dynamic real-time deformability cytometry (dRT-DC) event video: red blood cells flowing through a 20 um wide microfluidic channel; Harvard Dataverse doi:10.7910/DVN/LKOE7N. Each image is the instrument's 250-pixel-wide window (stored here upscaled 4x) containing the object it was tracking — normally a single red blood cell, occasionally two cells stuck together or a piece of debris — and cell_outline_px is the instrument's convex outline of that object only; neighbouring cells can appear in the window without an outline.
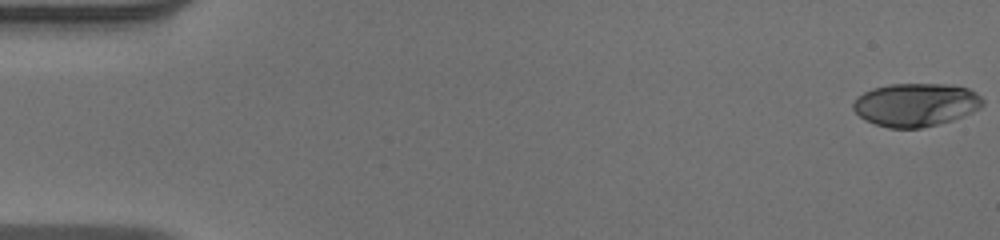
{"species": "human", "species_latin": "Homo sapiens", "temperature_condition": "warm", "stored_images_in_passage": 52, "camera_frame_rate_fps": 3000, "um_per_image_px": 0.085, "donor": {"sex": "male"}, "frame": {"image": 1, "passage_image": 1, "time_ms": 0.0, "image_size_px": [1000, 240], "cell_outline_px": [[984, 104], [980, 108], [964, 116], [952, 120], [920, 128], [888, 128], [864, 120], [852, 108], [852, 104], [864, 92], [872, 88], [892, 84], [944, 84], [968, 88], [976, 92], [984, 100]], "centroid_in_image_um": [77.86, 8.9], "position_along_channel_um": 7.1, "area_um2": 32.54}}
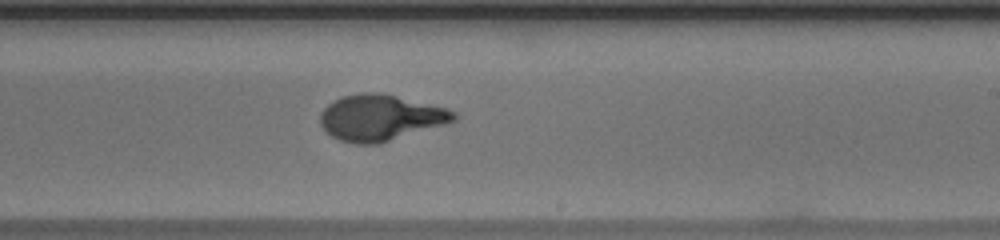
{"frame": {"image": 2, "passage_image": 32, "time_ms": 10.333, "image_size_px": [1000, 240], "cell_outline_px": [[456, 120], [444, 124], [380, 144], [356, 144], [340, 140], [332, 136], [320, 124], [320, 112], [328, 104], [340, 96], [360, 92], [384, 92], [448, 108], [456, 112]], "centroid_in_image_um": [32.33, 9.98], "position_along_channel_um": 256.7, "area_um2": 36.13}}
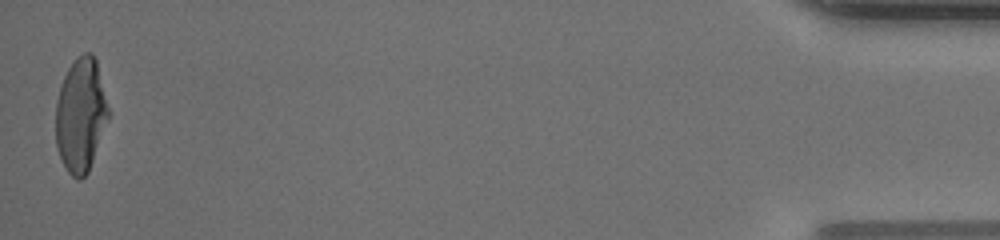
{"frame": {"image": 3, "passage_image": 52, "time_ms": 17.0, "image_size_px": [1000, 240], "cell_outline_px": [[108, 116], [88, 172], [80, 180], [76, 180], [68, 172], [60, 156], [56, 144], [56, 100], [64, 76], [68, 68], [84, 52], [92, 52], [96, 60], [108, 108]], "centroid_in_image_um": [6.84, 9.78], "position_along_channel_um": 428.4, "area_um2": 34.16}, "authors_computed_cell_mechanics": {"area_um2": 34.9112, "velocity_mm_per_s": 3.9596, "shape_relaxation_time_tau1_ms": 6.4276, "shape_relaxation_time_tau2_ms": null, "deformation_change_tau1": 0.3003, "deformation_change_tau2": null}}